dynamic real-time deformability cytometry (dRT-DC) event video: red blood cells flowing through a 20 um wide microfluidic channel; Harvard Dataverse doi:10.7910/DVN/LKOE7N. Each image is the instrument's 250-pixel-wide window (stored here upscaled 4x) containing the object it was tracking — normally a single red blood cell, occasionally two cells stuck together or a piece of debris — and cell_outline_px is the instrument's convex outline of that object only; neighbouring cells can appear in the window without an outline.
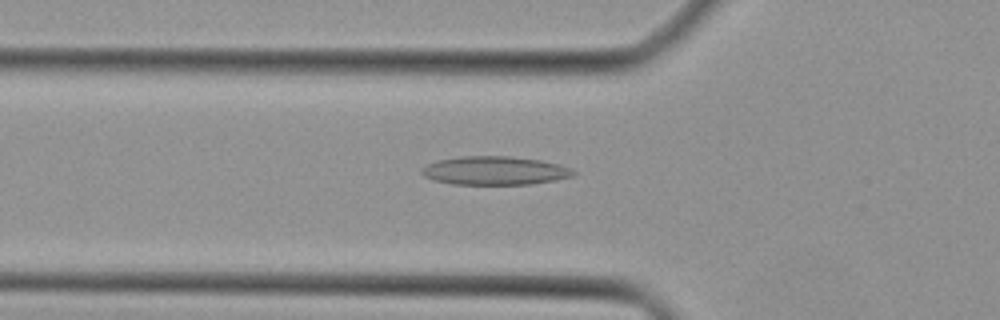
{"species": "Egyptian fruit bat (a non-hibernating species)", "species_latin": "Rousettus aegyptiacus", "temperature_condition": "cold", "stored_images_in_passage": 43, "camera_frame_rate_fps": 3000, "um_per_image_px": 0.085, "animal": {"sex": "female"}, "frame": {"image": 1, "passage_image": 14, "time_ms": 4.333, "image_size_px": [1000, 320], "cell_outline_px": [[576, 172], [572, 176], [556, 180], [532, 184], [452, 184], [432, 180], [424, 176], [420, 172], [420, 168], [436, 160], [460, 156], [512, 156], [540, 160], [560, 164], [572, 168]], "centroid_in_image_um": [42.04, 14.5], "position_along_channel_um": 83.8, "area_um2": 25.49}}
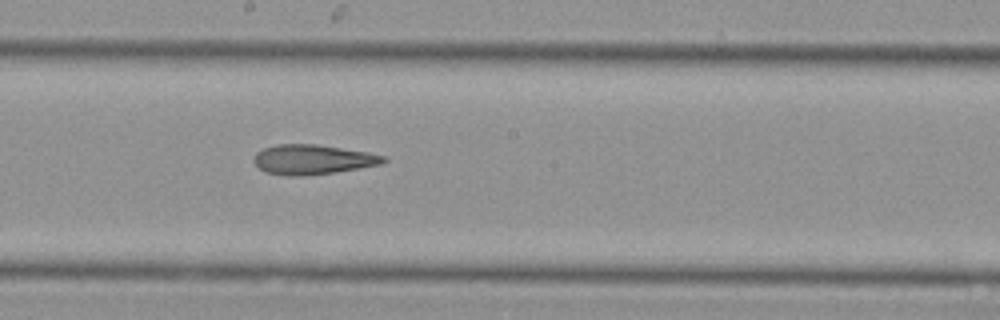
{"frame": {"image": 2, "passage_image": 23, "time_ms": 7.333, "image_size_px": [1000, 320], "cell_outline_px": [[388, 160], [384, 164], [336, 172], [304, 176], [288, 176], [264, 172], [252, 160], [256, 152], [264, 148], [276, 144], [316, 144], [368, 152], [388, 156]], "centroid_in_image_um": [26.61, 13.56], "position_along_channel_um": 221.6, "area_um2": 22.77}}
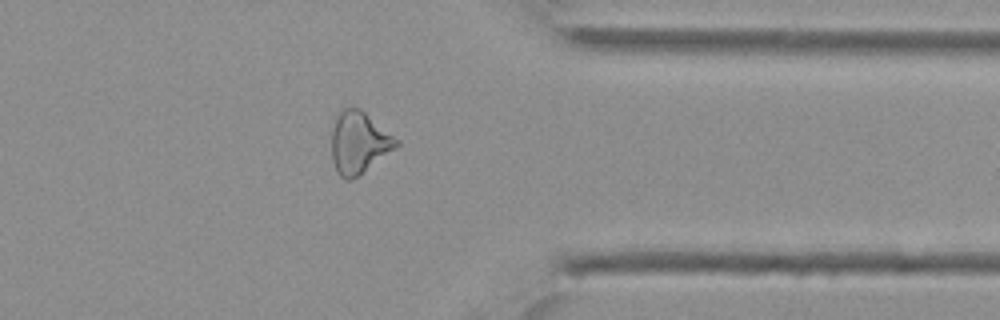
{"frame": {"image": 3, "passage_image": 34, "time_ms": 11.0, "image_size_px": [1000, 320], "cell_outline_px": [[400, 144], [396, 148], [352, 180], [344, 180], [336, 172], [332, 160], [332, 128], [336, 116], [344, 108], [360, 108], [400, 140]], "centroid_in_image_um": [30.51, 12.13], "position_along_channel_um": 380.9, "area_um2": 23.41}}